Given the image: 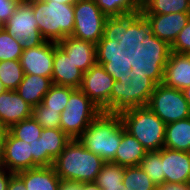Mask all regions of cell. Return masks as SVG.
<instances>
[{
    "label": "cell",
    "mask_w": 190,
    "mask_h": 190,
    "mask_svg": "<svg viewBox=\"0 0 190 190\" xmlns=\"http://www.w3.org/2000/svg\"><path fill=\"white\" fill-rule=\"evenodd\" d=\"M190 13L140 14L127 36L130 48L139 54L155 55L167 50L186 26Z\"/></svg>",
    "instance_id": "obj_1"
},
{
    "label": "cell",
    "mask_w": 190,
    "mask_h": 190,
    "mask_svg": "<svg viewBox=\"0 0 190 190\" xmlns=\"http://www.w3.org/2000/svg\"><path fill=\"white\" fill-rule=\"evenodd\" d=\"M71 36L98 45L106 54L118 51L127 43V36L102 13L95 0L74 3Z\"/></svg>",
    "instance_id": "obj_2"
},
{
    "label": "cell",
    "mask_w": 190,
    "mask_h": 190,
    "mask_svg": "<svg viewBox=\"0 0 190 190\" xmlns=\"http://www.w3.org/2000/svg\"><path fill=\"white\" fill-rule=\"evenodd\" d=\"M124 130L119 115L101 112L77 140L104 162H113Z\"/></svg>",
    "instance_id": "obj_3"
},
{
    "label": "cell",
    "mask_w": 190,
    "mask_h": 190,
    "mask_svg": "<svg viewBox=\"0 0 190 190\" xmlns=\"http://www.w3.org/2000/svg\"><path fill=\"white\" fill-rule=\"evenodd\" d=\"M104 163L77 139H72L54 160L53 167L62 180L89 183L95 182Z\"/></svg>",
    "instance_id": "obj_4"
},
{
    "label": "cell",
    "mask_w": 190,
    "mask_h": 190,
    "mask_svg": "<svg viewBox=\"0 0 190 190\" xmlns=\"http://www.w3.org/2000/svg\"><path fill=\"white\" fill-rule=\"evenodd\" d=\"M32 7L38 30L46 41L59 42L74 30V4L26 0Z\"/></svg>",
    "instance_id": "obj_5"
},
{
    "label": "cell",
    "mask_w": 190,
    "mask_h": 190,
    "mask_svg": "<svg viewBox=\"0 0 190 190\" xmlns=\"http://www.w3.org/2000/svg\"><path fill=\"white\" fill-rule=\"evenodd\" d=\"M125 131L135 137L147 152L164 147L166 124L147 106H140L119 115Z\"/></svg>",
    "instance_id": "obj_6"
},
{
    "label": "cell",
    "mask_w": 190,
    "mask_h": 190,
    "mask_svg": "<svg viewBox=\"0 0 190 190\" xmlns=\"http://www.w3.org/2000/svg\"><path fill=\"white\" fill-rule=\"evenodd\" d=\"M137 107L136 86L131 81V48L126 43L116 51V80L111 90V103L102 112L120 115Z\"/></svg>",
    "instance_id": "obj_7"
},
{
    "label": "cell",
    "mask_w": 190,
    "mask_h": 190,
    "mask_svg": "<svg viewBox=\"0 0 190 190\" xmlns=\"http://www.w3.org/2000/svg\"><path fill=\"white\" fill-rule=\"evenodd\" d=\"M116 80V52L106 54L83 74L80 89L103 111L111 103Z\"/></svg>",
    "instance_id": "obj_8"
},
{
    "label": "cell",
    "mask_w": 190,
    "mask_h": 190,
    "mask_svg": "<svg viewBox=\"0 0 190 190\" xmlns=\"http://www.w3.org/2000/svg\"><path fill=\"white\" fill-rule=\"evenodd\" d=\"M101 112V109L77 88L70 94L66 109L60 115V129L71 140L78 139Z\"/></svg>",
    "instance_id": "obj_9"
},
{
    "label": "cell",
    "mask_w": 190,
    "mask_h": 190,
    "mask_svg": "<svg viewBox=\"0 0 190 190\" xmlns=\"http://www.w3.org/2000/svg\"><path fill=\"white\" fill-rule=\"evenodd\" d=\"M147 107L165 124L190 117V106L182 90L169 88L161 82L156 85Z\"/></svg>",
    "instance_id": "obj_10"
},
{
    "label": "cell",
    "mask_w": 190,
    "mask_h": 190,
    "mask_svg": "<svg viewBox=\"0 0 190 190\" xmlns=\"http://www.w3.org/2000/svg\"><path fill=\"white\" fill-rule=\"evenodd\" d=\"M131 81L136 86V104L147 106L149 99L160 82L159 63L153 55H143L131 49Z\"/></svg>",
    "instance_id": "obj_11"
},
{
    "label": "cell",
    "mask_w": 190,
    "mask_h": 190,
    "mask_svg": "<svg viewBox=\"0 0 190 190\" xmlns=\"http://www.w3.org/2000/svg\"><path fill=\"white\" fill-rule=\"evenodd\" d=\"M2 27L21 42L23 50L38 47L46 41L38 30L33 7L26 0L20 2Z\"/></svg>",
    "instance_id": "obj_12"
},
{
    "label": "cell",
    "mask_w": 190,
    "mask_h": 190,
    "mask_svg": "<svg viewBox=\"0 0 190 190\" xmlns=\"http://www.w3.org/2000/svg\"><path fill=\"white\" fill-rule=\"evenodd\" d=\"M153 56L159 63V78L164 86L177 90L190 86V54L164 50Z\"/></svg>",
    "instance_id": "obj_13"
},
{
    "label": "cell",
    "mask_w": 190,
    "mask_h": 190,
    "mask_svg": "<svg viewBox=\"0 0 190 190\" xmlns=\"http://www.w3.org/2000/svg\"><path fill=\"white\" fill-rule=\"evenodd\" d=\"M71 139L61 129L42 130L39 140L31 142L33 168L53 166L54 160Z\"/></svg>",
    "instance_id": "obj_14"
},
{
    "label": "cell",
    "mask_w": 190,
    "mask_h": 190,
    "mask_svg": "<svg viewBox=\"0 0 190 190\" xmlns=\"http://www.w3.org/2000/svg\"><path fill=\"white\" fill-rule=\"evenodd\" d=\"M95 2L102 13L126 36L134 30L141 12L138 0H95Z\"/></svg>",
    "instance_id": "obj_15"
},
{
    "label": "cell",
    "mask_w": 190,
    "mask_h": 190,
    "mask_svg": "<svg viewBox=\"0 0 190 190\" xmlns=\"http://www.w3.org/2000/svg\"><path fill=\"white\" fill-rule=\"evenodd\" d=\"M57 45L83 72H87L106 55L98 45L73 36H66Z\"/></svg>",
    "instance_id": "obj_16"
},
{
    "label": "cell",
    "mask_w": 190,
    "mask_h": 190,
    "mask_svg": "<svg viewBox=\"0 0 190 190\" xmlns=\"http://www.w3.org/2000/svg\"><path fill=\"white\" fill-rule=\"evenodd\" d=\"M0 167L6 168L12 173L33 168V156L30 144L21 139L14 138L7 132Z\"/></svg>",
    "instance_id": "obj_17"
},
{
    "label": "cell",
    "mask_w": 190,
    "mask_h": 190,
    "mask_svg": "<svg viewBox=\"0 0 190 190\" xmlns=\"http://www.w3.org/2000/svg\"><path fill=\"white\" fill-rule=\"evenodd\" d=\"M54 42L45 41L35 48L22 51L20 62L24 74L52 78Z\"/></svg>",
    "instance_id": "obj_18"
},
{
    "label": "cell",
    "mask_w": 190,
    "mask_h": 190,
    "mask_svg": "<svg viewBox=\"0 0 190 190\" xmlns=\"http://www.w3.org/2000/svg\"><path fill=\"white\" fill-rule=\"evenodd\" d=\"M83 74L84 72L54 42V61L51 78L53 84L77 89L82 84Z\"/></svg>",
    "instance_id": "obj_19"
},
{
    "label": "cell",
    "mask_w": 190,
    "mask_h": 190,
    "mask_svg": "<svg viewBox=\"0 0 190 190\" xmlns=\"http://www.w3.org/2000/svg\"><path fill=\"white\" fill-rule=\"evenodd\" d=\"M33 107L24 101L16 90L0 94V124L9 129L14 124L32 117Z\"/></svg>",
    "instance_id": "obj_20"
},
{
    "label": "cell",
    "mask_w": 190,
    "mask_h": 190,
    "mask_svg": "<svg viewBox=\"0 0 190 190\" xmlns=\"http://www.w3.org/2000/svg\"><path fill=\"white\" fill-rule=\"evenodd\" d=\"M162 168L165 182H190V152H182L163 147Z\"/></svg>",
    "instance_id": "obj_21"
},
{
    "label": "cell",
    "mask_w": 190,
    "mask_h": 190,
    "mask_svg": "<svg viewBox=\"0 0 190 190\" xmlns=\"http://www.w3.org/2000/svg\"><path fill=\"white\" fill-rule=\"evenodd\" d=\"M16 174L26 190H59L60 178L53 166L35 167Z\"/></svg>",
    "instance_id": "obj_22"
},
{
    "label": "cell",
    "mask_w": 190,
    "mask_h": 190,
    "mask_svg": "<svg viewBox=\"0 0 190 190\" xmlns=\"http://www.w3.org/2000/svg\"><path fill=\"white\" fill-rule=\"evenodd\" d=\"M53 82L49 77L24 74L16 92L33 108L42 103L44 95L50 90Z\"/></svg>",
    "instance_id": "obj_23"
},
{
    "label": "cell",
    "mask_w": 190,
    "mask_h": 190,
    "mask_svg": "<svg viewBox=\"0 0 190 190\" xmlns=\"http://www.w3.org/2000/svg\"><path fill=\"white\" fill-rule=\"evenodd\" d=\"M146 153L144 146L124 130L113 163L123 167L139 166Z\"/></svg>",
    "instance_id": "obj_24"
},
{
    "label": "cell",
    "mask_w": 190,
    "mask_h": 190,
    "mask_svg": "<svg viewBox=\"0 0 190 190\" xmlns=\"http://www.w3.org/2000/svg\"><path fill=\"white\" fill-rule=\"evenodd\" d=\"M164 147L190 152V117L166 124Z\"/></svg>",
    "instance_id": "obj_25"
},
{
    "label": "cell",
    "mask_w": 190,
    "mask_h": 190,
    "mask_svg": "<svg viewBox=\"0 0 190 190\" xmlns=\"http://www.w3.org/2000/svg\"><path fill=\"white\" fill-rule=\"evenodd\" d=\"M190 13V0H148L140 14Z\"/></svg>",
    "instance_id": "obj_26"
},
{
    "label": "cell",
    "mask_w": 190,
    "mask_h": 190,
    "mask_svg": "<svg viewBox=\"0 0 190 190\" xmlns=\"http://www.w3.org/2000/svg\"><path fill=\"white\" fill-rule=\"evenodd\" d=\"M74 90L72 87L53 84L44 95L42 104L46 107V110L62 113L66 109L70 94Z\"/></svg>",
    "instance_id": "obj_27"
},
{
    "label": "cell",
    "mask_w": 190,
    "mask_h": 190,
    "mask_svg": "<svg viewBox=\"0 0 190 190\" xmlns=\"http://www.w3.org/2000/svg\"><path fill=\"white\" fill-rule=\"evenodd\" d=\"M24 72L20 60L0 62V81L6 90H16L23 80Z\"/></svg>",
    "instance_id": "obj_28"
},
{
    "label": "cell",
    "mask_w": 190,
    "mask_h": 190,
    "mask_svg": "<svg viewBox=\"0 0 190 190\" xmlns=\"http://www.w3.org/2000/svg\"><path fill=\"white\" fill-rule=\"evenodd\" d=\"M139 166L157 187L165 182L162 168V148L159 151L147 152Z\"/></svg>",
    "instance_id": "obj_29"
},
{
    "label": "cell",
    "mask_w": 190,
    "mask_h": 190,
    "mask_svg": "<svg viewBox=\"0 0 190 190\" xmlns=\"http://www.w3.org/2000/svg\"><path fill=\"white\" fill-rule=\"evenodd\" d=\"M123 184L126 190H156L157 186L140 166L125 167Z\"/></svg>",
    "instance_id": "obj_30"
},
{
    "label": "cell",
    "mask_w": 190,
    "mask_h": 190,
    "mask_svg": "<svg viewBox=\"0 0 190 190\" xmlns=\"http://www.w3.org/2000/svg\"><path fill=\"white\" fill-rule=\"evenodd\" d=\"M125 167L113 162H105L95 183L101 188L122 187Z\"/></svg>",
    "instance_id": "obj_31"
},
{
    "label": "cell",
    "mask_w": 190,
    "mask_h": 190,
    "mask_svg": "<svg viewBox=\"0 0 190 190\" xmlns=\"http://www.w3.org/2000/svg\"><path fill=\"white\" fill-rule=\"evenodd\" d=\"M43 128L37 123V121L30 117L26 120L14 124L8 129V132L14 137L25 141L28 144L39 140L41 137Z\"/></svg>",
    "instance_id": "obj_32"
},
{
    "label": "cell",
    "mask_w": 190,
    "mask_h": 190,
    "mask_svg": "<svg viewBox=\"0 0 190 190\" xmlns=\"http://www.w3.org/2000/svg\"><path fill=\"white\" fill-rule=\"evenodd\" d=\"M22 44L11 36L2 26L0 27V62L6 60H20Z\"/></svg>",
    "instance_id": "obj_33"
},
{
    "label": "cell",
    "mask_w": 190,
    "mask_h": 190,
    "mask_svg": "<svg viewBox=\"0 0 190 190\" xmlns=\"http://www.w3.org/2000/svg\"><path fill=\"white\" fill-rule=\"evenodd\" d=\"M61 113L46 110V107L40 103L33 108L32 118L43 128L60 129V117Z\"/></svg>",
    "instance_id": "obj_34"
},
{
    "label": "cell",
    "mask_w": 190,
    "mask_h": 190,
    "mask_svg": "<svg viewBox=\"0 0 190 190\" xmlns=\"http://www.w3.org/2000/svg\"><path fill=\"white\" fill-rule=\"evenodd\" d=\"M167 51L180 54H190V19Z\"/></svg>",
    "instance_id": "obj_35"
},
{
    "label": "cell",
    "mask_w": 190,
    "mask_h": 190,
    "mask_svg": "<svg viewBox=\"0 0 190 190\" xmlns=\"http://www.w3.org/2000/svg\"><path fill=\"white\" fill-rule=\"evenodd\" d=\"M22 0H0V27L13 15Z\"/></svg>",
    "instance_id": "obj_36"
},
{
    "label": "cell",
    "mask_w": 190,
    "mask_h": 190,
    "mask_svg": "<svg viewBox=\"0 0 190 190\" xmlns=\"http://www.w3.org/2000/svg\"><path fill=\"white\" fill-rule=\"evenodd\" d=\"M156 190H190V182L186 183H170L164 182L159 185Z\"/></svg>",
    "instance_id": "obj_37"
},
{
    "label": "cell",
    "mask_w": 190,
    "mask_h": 190,
    "mask_svg": "<svg viewBox=\"0 0 190 190\" xmlns=\"http://www.w3.org/2000/svg\"><path fill=\"white\" fill-rule=\"evenodd\" d=\"M7 190H26L23 180L16 173L11 176Z\"/></svg>",
    "instance_id": "obj_38"
},
{
    "label": "cell",
    "mask_w": 190,
    "mask_h": 190,
    "mask_svg": "<svg viewBox=\"0 0 190 190\" xmlns=\"http://www.w3.org/2000/svg\"><path fill=\"white\" fill-rule=\"evenodd\" d=\"M59 190H82V183L74 180L60 179Z\"/></svg>",
    "instance_id": "obj_39"
},
{
    "label": "cell",
    "mask_w": 190,
    "mask_h": 190,
    "mask_svg": "<svg viewBox=\"0 0 190 190\" xmlns=\"http://www.w3.org/2000/svg\"><path fill=\"white\" fill-rule=\"evenodd\" d=\"M13 174L6 168L0 167V190H7L9 180Z\"/></svg>",
    "instance_id": "obj_40"
},
{
    "label": "cell",
    "mask_w": 190,
    "mask_h": 190,
    "mask_svg": "<svg viewBox=\"0 0 190 190\" xmlns=\"http://www.w3.org/2000/svg\"><path fill=\"white\" fill-rule=\"evenodd\" d=\"M7 132H8V129L3 127L0 124V162H1L2 156H3L4 140H5Z\"/></svg>",
    "instance_id": "obj_41"
},
{
    "label": "cell",
    "mask_w": 190,
    "mask_h": 190,
    "mask_svg": "<svg viewBox=\"0 0 190 190\" xmlns=\"http://www.w3.org/2000/svg\"><path fill=\"white\" fill-rule=\"evenodd\" d=\"M82 190H102L95 182L82 183Z\"/></svg>",
    "instance_id": "obj_42"
},
{
    "label": "cell",
    "mask_w": 190,
    "mask_h": 190,
    "mask_svg": "<svg viewBox=\"0 0 190 190\" xmlns=\"http://www.w3.org/2000/svg\"><path fill=\"white\" fill-rule=\"evenodd\" d=\"M184 98L187 100V102L189 103L190 106V86L186 87L182 90Z\"/></svg>",
    "instance_id": "obj_43"
},
{
    "label": "cell",
    "mask_w": 190,
    "mask_h": 190,
    "mask_svg": "<svg viewBox=\"0 0 190 190\" xmlns=\"http://www.w3.org/2000/svg\"><path fill=\"white\" fill-rule=\"evenodd\" d=\"M42 1H54L62 4H74L77 0H42Z\"/></svg>",
    "instance_id": "obj_44"
},
{
    "label": "cell",
    "mask_w": 190,
    "mask_h": 190,
    "mask_svg": "<svg viewBox=\"0 0 190 190\" xmlns=\"http://www.w3.org/2000/svg\"><path fill=\"white\" fill-rule=\"evenodd\" d=\"M102 190H126V187L122 182V187L105 188V189H102Z\"/></svg>",
    "instance_id": "obj_45"
},
{
    "label": "cell",
    "mask_w": 190,
    "mask_h": 190,
    "mask_svg": "<svg viewBox=\"0 0 190 190\" xmlns=\"http://www.w3.org/2000/svg\"><path fill=\"white\" fill-rule=\"evenodd\" d=\"M5 91H6V88L2 85V82L0 81V94Z\"/></svg>",
    "instance_id": "obj_46"
},
{
    "label": "cell",
    "mask_w": 190,
    "mask_h": 190,
    "mask_svg": "<svg viewBox=\"0 0 190 190\" xmlns=\"http://www.w3.org/2000/svg\"><path fill=\"white\" fill-rule=\"evenodd\" d=\"M148 0H138L141 7L147 2Z\"/></svg>",
    "instance_id": "obj_47"
}]
</instances>
